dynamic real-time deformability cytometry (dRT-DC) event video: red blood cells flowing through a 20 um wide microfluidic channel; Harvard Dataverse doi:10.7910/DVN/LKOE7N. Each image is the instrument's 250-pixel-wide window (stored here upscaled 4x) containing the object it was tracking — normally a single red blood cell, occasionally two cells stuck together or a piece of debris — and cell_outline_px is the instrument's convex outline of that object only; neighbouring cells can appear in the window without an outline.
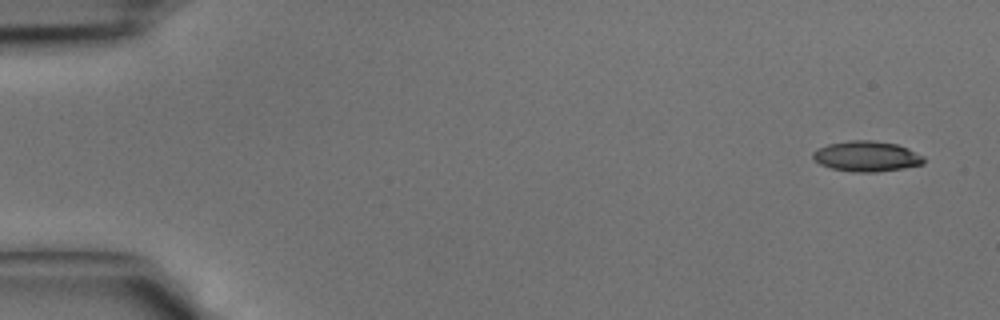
{"species": "common noctule bat (a hibernating species)", "species_latin": "Nyctalus noctula", "temperature_condition": "cold", "stored_images_in_passage": 40, "camera_frame_rate_fps": 3000, "um_per_image_px": 0.085, "animal": {"sex": "male", "body_mass_g": 15.6}, "frame": {"image": 1, "passage_image": 1, "time_ms": 0.0, "image_size_px": [1000, 320], "cell_outline_px": [[924, 164], [904, 168], [876, 172], [852, 172], [832, 168], [820, 164], [812, 156], [812, 152], [816, 148], [828, 144], [848, 140], [872, 140], [896, 144], [908, 148], [924, 156]], "centroid_in_image_um": [73.66, 13.28], "position_along_channel_um": 11.3, "area_um2": 19.77}}
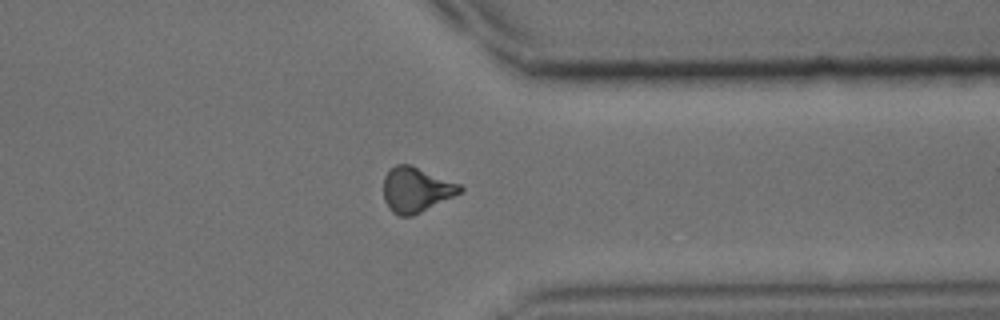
{"frame": {"image": 2, "passage_image": 32, "time_ms": 10.333, "image_size_px": [1000, 320], "cell_outline_px": [[464, 188], [460, 192], [412, 216], [400, 216], [392, 212], [388, 208], [384, 200], [384, 176], [396, 164], [412, 164], [460, 184]], "centroid_in_image_um": [35.34, 16.11], "position_along_channel_um": 376.1, "area_um2": 19.88}}
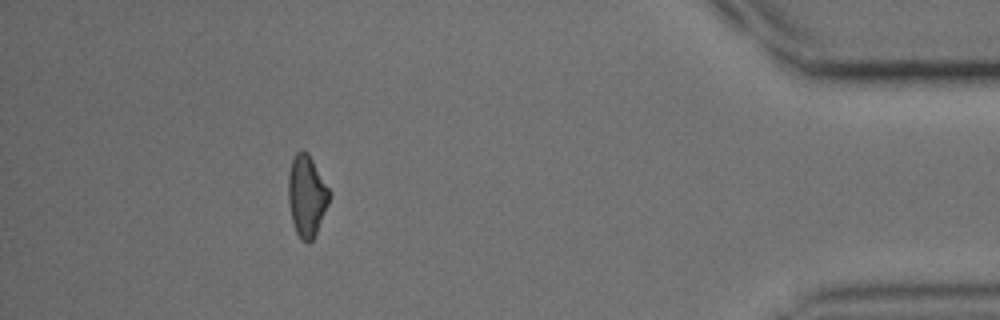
{"frame": {"image": 3, "passage_image": 37, "time_ms": 12.0, "image_size_px": [1000, 320], "cell_outline_px": [[328, 204], [316, 232], [312, 240], [308, 244], [300, 240], [296, 232], [292, 220], [288, 204], [288, 172], [292, 156], [300, 148], [308, 152], [328, 188]], "centroid_in_image_um": [26.02, 16.62], "position_along_channel_um": 409.2, "area_um2": 19.42}}